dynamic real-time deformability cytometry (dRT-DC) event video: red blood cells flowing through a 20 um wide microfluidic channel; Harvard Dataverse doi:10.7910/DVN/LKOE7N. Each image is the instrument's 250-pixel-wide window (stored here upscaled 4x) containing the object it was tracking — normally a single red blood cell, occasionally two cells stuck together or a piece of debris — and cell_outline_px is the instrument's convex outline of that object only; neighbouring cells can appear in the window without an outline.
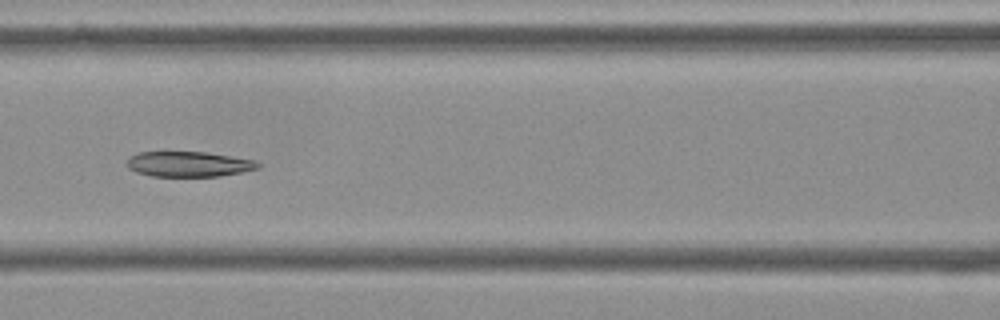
{"species": "Egyptian fruit bat (a non-hibernating species)", "species_latin": "Rousettus aegyptiacus", "temperature_condition": "cold", "stored_images_in_passage": 8, "camera_frame_rate_fps": 3000, "um_per_image_px": 0.085, "frame": {"image": 1, "passage_image": 8, "time_ms": 2.333, "image_size_px": [1000, 320], "cell_outline_px": [[260, 168], [220, 176], [152, 176], [136, 172], [128, 168], [124, 164], [128, 156], [136, 152], [208, 152], [256, 160], [260, 164]], "centroid_in_image_um": [16.0, 13.94], "position_along_channel_um": 150.6, "area_um2": 19.54}}